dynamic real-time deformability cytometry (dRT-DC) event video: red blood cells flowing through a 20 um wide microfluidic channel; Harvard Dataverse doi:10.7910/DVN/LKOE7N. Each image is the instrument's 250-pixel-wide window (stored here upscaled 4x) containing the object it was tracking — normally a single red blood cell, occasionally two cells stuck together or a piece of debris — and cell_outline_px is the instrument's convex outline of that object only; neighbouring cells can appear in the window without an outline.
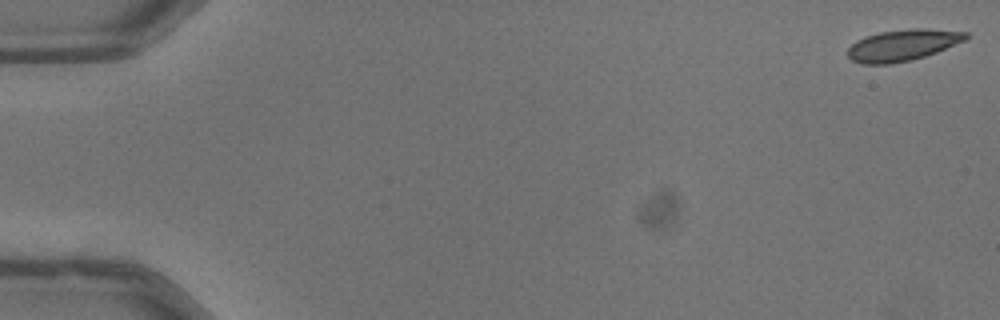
{"species": "common noctule bat (a hibernating species)", "species_latin": "Nyctalus noctula", "temperature_condition": "warm", "stored_images_in_passage": 52, "camera_frame_rate_fps": 3000, "um_per_image_px": 0.085, "animal": {"sex": "male", "body_mass_g": 13.3}, "frame": {"image": 1, "passage_image": 1, "time_ms": 0.0, "image_size_px": [1000, 320], "cell_outline_px": [[968, 40], [936, 52], [912, 60], [892, 64], [860, 64], [852, 60], [848, 56], [848, 48], [856, 40], [864, 36], [880, 32], [908, 28], [928, 28], [968, 32]], "centroid_in_image_um": [76.74, 3.83], "position_along_channel_um": 8.3, "area_um2": 21.91}}
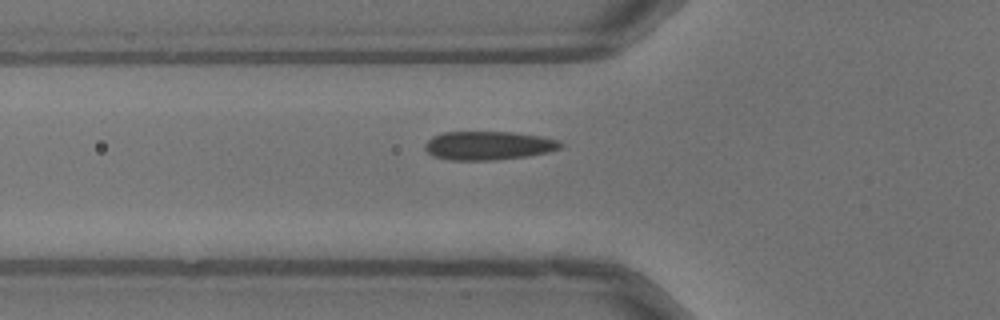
{"frame": {"image": 2, "passage_image": 19, "time_ms": 6.0, "image_size_px": [1000, 320], "cell_outline_px": [[564, 144], [560, 148], [548, 152], [528, 156], [492, 160], [448, 160], [432, 156], [424, 148], [424, 144], [432, 136], [444, 132], [512, 132], [540, 136], [560, 140]], "centroid_in_image_um": [41.51, 12.37], "position_along_channel_um": 84.3, "area_um2": 22.77}}
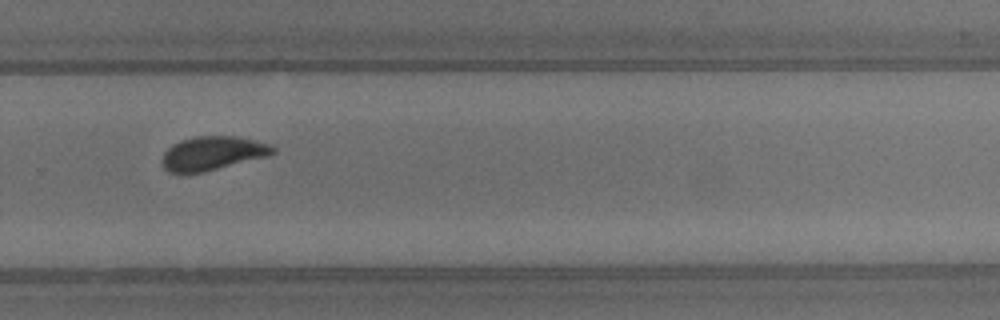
{"frame": {"image": 3, "passage_image": 36, "time_ms": 11.667, "image_size_px": [1000, 320], "cell_outline_px": [[276, 152], [272, 156], [204, 172], [180, 176], [168, 172], [164, 168], [160, 160], [164, 152], [172, 144], [180, 140], [196, 136], [236, 136], [256, 140], [272, 144], [276, 148]], "centroid_in_image_um": [18.08, 13.06], "position_along_channel_um": 311.7, "area_um2": 22.83}, "authors_computed_cell_mechanics": {"area_um2": 21.9062, "velocity_mm_per_s": 4.0084, "shape_relaxation_time_tau1_ms": 5.0985, "shape_relaxation_time_tau2_ms": null, "deformation_change_tau1": 0.145, "deformation_change_tau2": null}}